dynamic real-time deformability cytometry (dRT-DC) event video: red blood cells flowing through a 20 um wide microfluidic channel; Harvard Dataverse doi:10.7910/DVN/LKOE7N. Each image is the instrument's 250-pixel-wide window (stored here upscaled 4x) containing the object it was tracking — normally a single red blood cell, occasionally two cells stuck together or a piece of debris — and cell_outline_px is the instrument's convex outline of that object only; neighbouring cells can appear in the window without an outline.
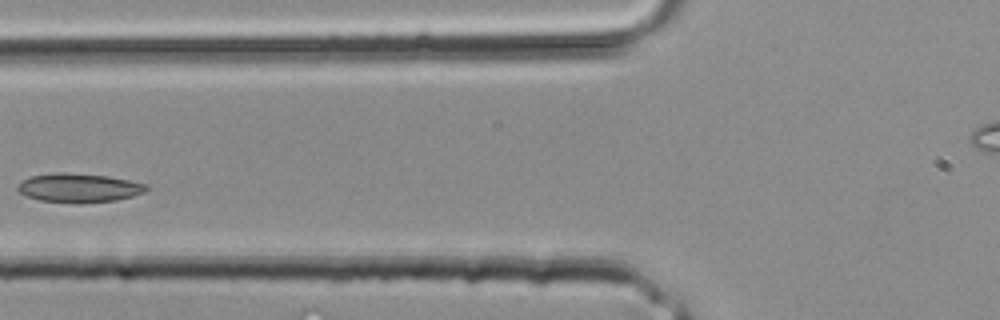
{"species": "common noctule bat (a hibernating species)", "species_latin": "Nyctalus noctula", "temperature_condition": "room temperature", "stored_images_in_passage": 30, "camera_frame_rate_fps": 3000, "um_per_image_px": 0.085, "animal": {"sex": "male", "body_mass_g": 20.4}, "frame": {"image": 1, "passage_image": 8, "time_ms": 2.333, "image_size_px": [1000, 320], "cell_outline_px": [[148, 188], [144, 192], [132, 196], [116, 200], [80, 204], [40, 200], [28, 196], [20, 192], [16, 188], [16, 184], [32, 176], [56, 172], [64, 172], [108, 176], [148, 184]], "centroid_in_image_um": [6.71, 15.97], "position_along_channel_um": 119.1, "area_um2": 21.73}}
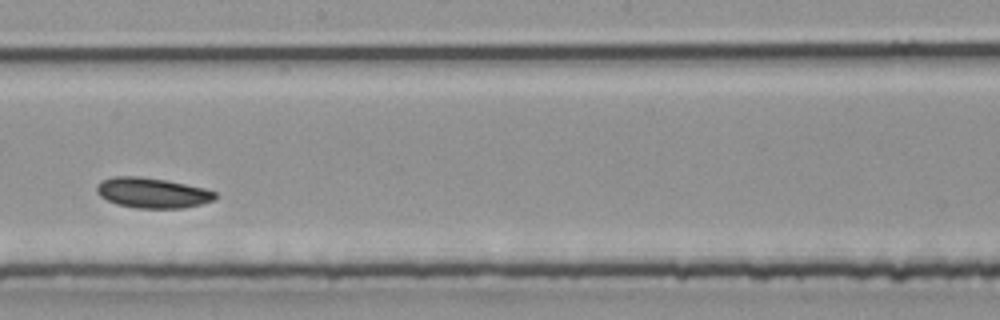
{"frame": {"image": 2, "passage_image": 14, "time_ms": 4.333, "image_size_px": [1000, 320], "cell_outline_px": [[216, 196], [212, 200], [200, 204], [180, 208], [136, 208], [116, 204], [100, 196], [96, 192], [96, 184], [100, 180], [112, 176], [140, 176], [164, 180], [204, 188], [216, 192]], "centroid_in_image_um": [12.87, 16.38], "position_along_channel_um": 235.3, "area_um2": 20.81}}
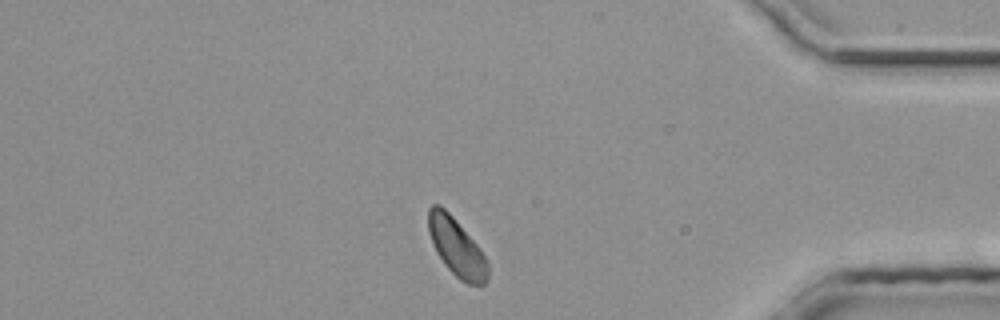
{"frame": {"image": 3, "passage_image": 24, "time_ms": 7.667, "image_size_px": [1000, 320], "cell_outline_px": [[488, 280], [484, 284], [468, 284], [460, 280], [444, 264], [436, 252], [428, 232], [428, 208], [432, 204], [440, 204], [452, 216], [480, 248], [488, 264]], "centroid_in_image_um": [38.79, 21.01], "position_along_channel_um": 396.4, "area_um2": 19.94}}